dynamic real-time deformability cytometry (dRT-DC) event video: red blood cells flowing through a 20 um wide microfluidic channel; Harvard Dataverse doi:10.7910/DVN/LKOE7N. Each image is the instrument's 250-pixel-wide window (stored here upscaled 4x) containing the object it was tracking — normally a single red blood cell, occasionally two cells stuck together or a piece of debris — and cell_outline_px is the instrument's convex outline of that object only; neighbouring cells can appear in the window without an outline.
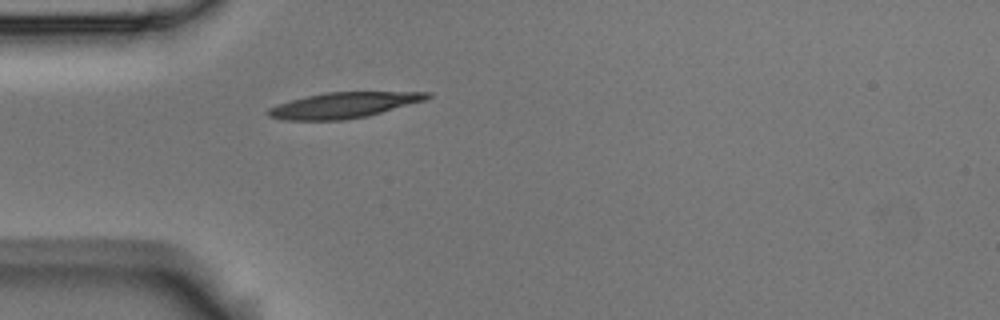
{"species": "Egyptian fruit bat (a non-hibernating species)", "species_latin": "Rousettus aegyptiacus", "temperature_condition": "room temperature", "stored_images_in_passage": 1, "camera_frame_rate_fps": 3000, "um_per_image_px": 0.085, "animal": {"sex": "male"}, "frame": {"image": 1, "passage_image": 1, "time_ms": 0.0, "image_size_px": [1000, 320], "cell_outline_px": [[432, 96], [424, 100], [368, 116], [344, 120], [284, 120], [268, 116], [264, 112], [268, 108], [276, 104], [324, 92], [432, 92]], "centroid_in_image_um": [29.16, 8.94], "position_along_channel_um": 55.8, "area_um2": 23.7}}